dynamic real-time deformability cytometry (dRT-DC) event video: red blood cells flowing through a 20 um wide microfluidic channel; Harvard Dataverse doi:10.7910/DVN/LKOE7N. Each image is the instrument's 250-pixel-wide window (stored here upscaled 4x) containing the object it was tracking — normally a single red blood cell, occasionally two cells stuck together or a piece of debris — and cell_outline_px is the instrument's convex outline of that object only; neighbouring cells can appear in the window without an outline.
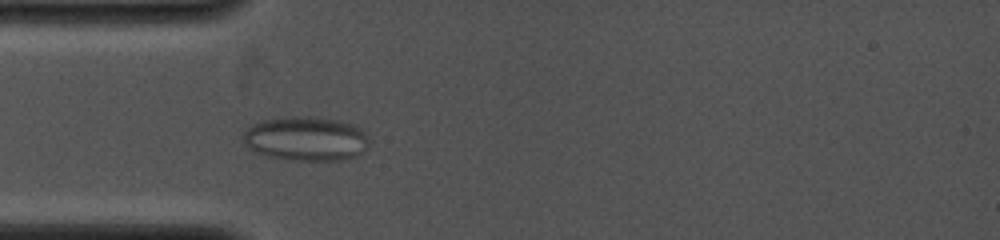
{"species": "common noctule bat (a hibernating species)", "species_latin": "Nyctalus noctula", "temperature_condition": "cold", "stored_images_in_passage": 5, "camera_frame_rate_fps": 4000, "um_per_image_px": 0.085, "animal": {"sex": "female", "body_mass_g": 19.0, "forearm_length_mm": 53.3}, "frame": {"image": 1, "passage_image": 5, "time_ms": 4.25, "image_size_px": [1000, 240], "cell_outline_px": [[372, 140], [356, 156], [340, 160], [292, 160], [268, 156], [256, 152], [248, 148], [244, 144], [244, 132], [248, 128], [264, 120], [284, 116], [308, 116], [336, 120], [356, 124]], "centroid_in_image_um": [26.02, 11.78], "position_along_channel_um": 59.0, "area_um2": 32.48}}